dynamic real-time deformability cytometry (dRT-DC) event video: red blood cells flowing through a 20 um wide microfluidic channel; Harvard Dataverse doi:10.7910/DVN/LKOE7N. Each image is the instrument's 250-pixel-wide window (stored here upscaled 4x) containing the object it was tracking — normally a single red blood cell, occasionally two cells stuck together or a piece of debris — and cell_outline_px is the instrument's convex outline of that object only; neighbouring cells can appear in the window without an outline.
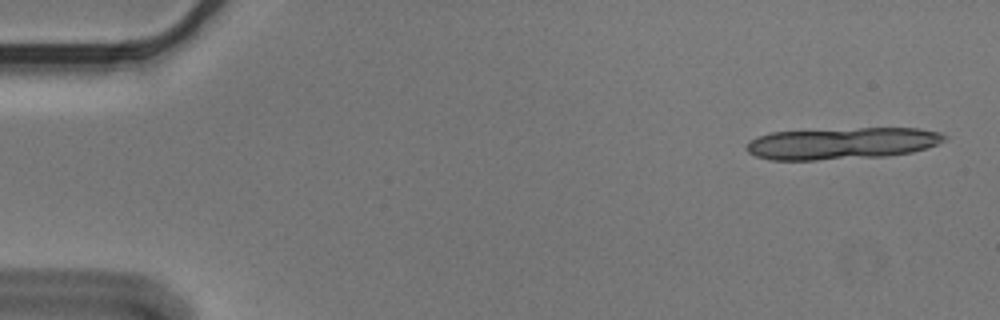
{"species": "Egyptian fruit bat (a non-hibernating species)", "species_latin": "Rousettus aegyptiacus", "temperature_condition": "cold", "stored_images_in_passage": 5, "camera_frame_rate_fps": 3000, "um_per_image_px": 0.085, "animal": {"sex": "male"}, "frame": {"image": 1, "passage_image": 1, "time_ms": 0.0, "image_size_px": [1000, 320], "cell_outline_px": [[948, 136], [944, 140], [936, 144], [912, 152], [888, 156], [816, 160], [772, 160], [756, 156], [748, 152], [744, 148], [752, 140], [760, 136], [772, 132], [860, 128], [916, 128], [940, 132]], "centroid_in_image_um": [71.57, 12.19], "position_along_channel_um": 13.4, "area_um2": 36.47}}